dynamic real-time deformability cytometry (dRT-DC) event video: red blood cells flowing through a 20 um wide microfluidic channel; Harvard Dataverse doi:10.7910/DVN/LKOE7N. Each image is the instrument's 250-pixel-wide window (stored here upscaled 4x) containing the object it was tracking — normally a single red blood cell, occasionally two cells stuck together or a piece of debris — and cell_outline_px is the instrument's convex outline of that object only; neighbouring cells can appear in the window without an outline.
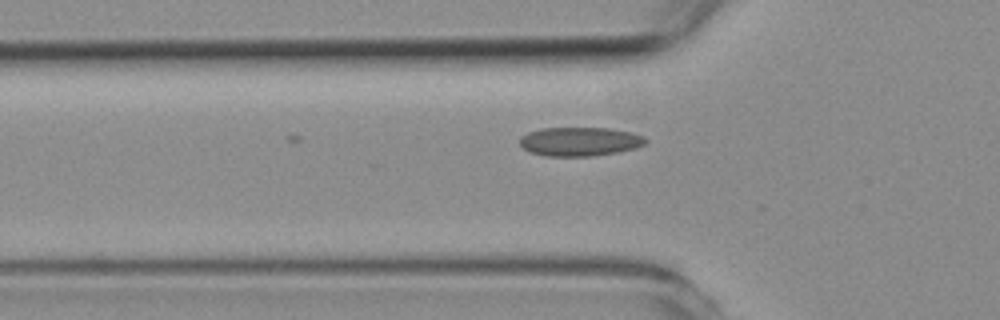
{"species": "common noctule bat (a hibernating species)", "species_latin": "Nyctalus noctula", "temperature_condition": "room temperature", "stored_images_in_passage": 3, "camera_frame_rate_fps": 3000, "um_per_image_px": 0.085, "animal": {"sex": "female", "body_mass_g": 19.3, "forearm_length_mm": 54.1}, "frame": {"image": 1, "passage_image": 3, "time_ms": 0.667, "image_size_px": [1000, 320], "cell_outline_px": [[648, 140], [644, 144], [636, 148], [620, 152], [592, 156], [544, 156], [532, 152], [524, 148], [520, 144], [520, 136], [528, 132], [540, 128], [608, 128], [632, 132], [644, 136]], "centroid_in_image_um": [49.31, 12.03], "position_along_channel_um": 76.5, "area_um2": 21.33}}